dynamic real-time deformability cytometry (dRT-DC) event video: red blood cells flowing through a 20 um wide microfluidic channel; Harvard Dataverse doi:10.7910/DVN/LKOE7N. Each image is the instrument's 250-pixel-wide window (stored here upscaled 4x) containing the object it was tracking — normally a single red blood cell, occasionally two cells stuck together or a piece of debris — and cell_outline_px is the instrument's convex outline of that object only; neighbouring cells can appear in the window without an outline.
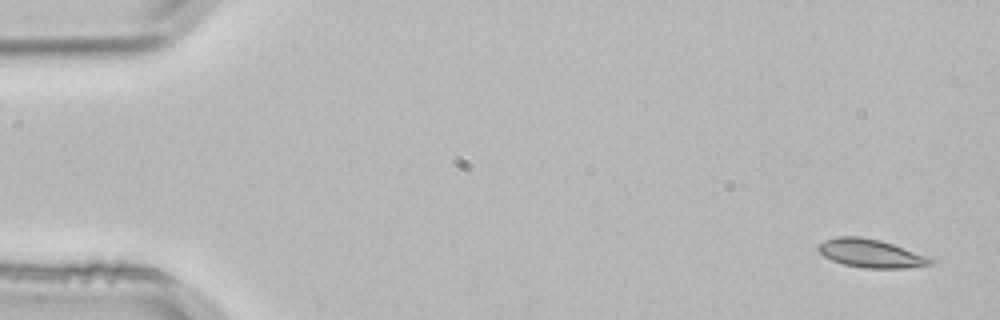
{"species": "common noctule bat (a hibernating species)", "species_latin": "Nyctalus noctula", "temperature_condition": "room temperature", "stored_images_in_passage": 3, "camera_frame_rate_fps": 3000, "um_per_image_px": 0.085, "animal": {"sex": "male", "body_mass_g": 21.5, "forearm_length_mm": 52.0}, "frame": {"image": 1, "passage_image": 1, "time_ms": 0.0, "image_size_px": [1000, 320], "cell_outline_px": [[936, 260], [932, 264], [904, 268], [864, 268], [844, 264], [832, 260], [824, 256], [816, 248], [824, 240], [836, 236], [856, 236], [880, 240], [932, 256]], "centroid_in_image_um": [74.08, 21.53], "position_along_channel_um": 10.9, "area_um2": 18.73}}
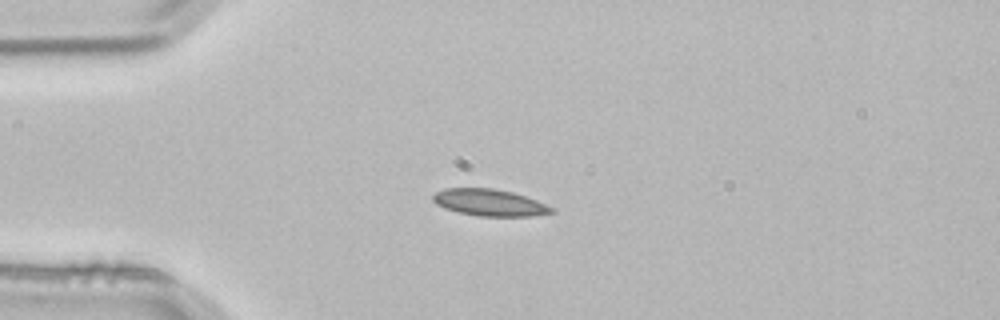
{"frame": {"image": 2, "passage_image": 3, "time_ms": 0.667, "image_size_px": [1000, 320], "cell_outline_px": [[556, 212], [532, 216], [480, 216], [460, 212], [444, 208], [436, 204], [432, 200], [432, 196], [436, 192], [444, 188], [492, 188], [512, 192], [536, 200], [556, 208]], "centroid_in_image_um": [41.63, 17.22], "position_along_channel_um": 43.4, "area_um2": 18.5}}